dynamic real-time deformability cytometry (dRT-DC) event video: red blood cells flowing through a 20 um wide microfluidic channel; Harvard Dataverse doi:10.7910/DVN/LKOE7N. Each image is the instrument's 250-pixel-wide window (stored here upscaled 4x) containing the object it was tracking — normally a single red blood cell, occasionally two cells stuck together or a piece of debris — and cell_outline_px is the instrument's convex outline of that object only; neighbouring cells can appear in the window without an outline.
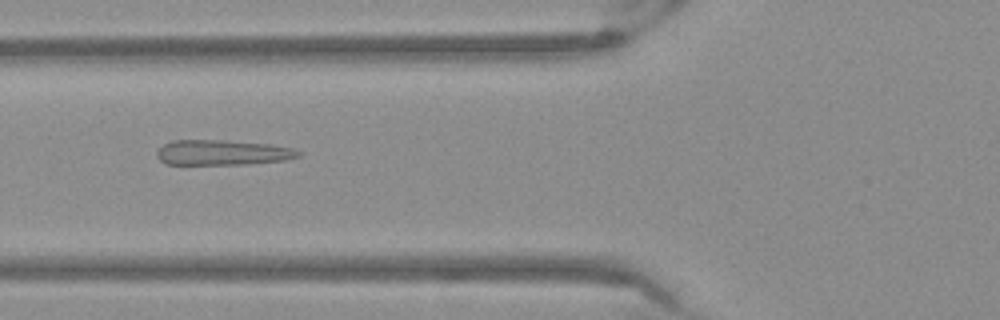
{"species": "Egyptian fruit bat (a non-hibernating species)", "species_latin": "Rousettus aegyptiacus", "temperature_condition": "warm", "stored_images_in_passage": 37, "camera_frame_rate_fps": 3000, "um_per_image_px": 0.085, "frame": {"image": 1, "passage_image": 5, "time_ms": 1.333, "image_size_px": [1000, 320], "cell_outline_px": [[300, 156], [284, 160], [248, 164], [164, 164], [156, 156], [156, 152], [164, 144], [172, 140], [224, 140], [272, 144], [292, 148], [300, 152]], "centroid_in_image_um": [18.89, 12.96], "position_along_channel_um": 106.9, "area_um2": 20.81}}
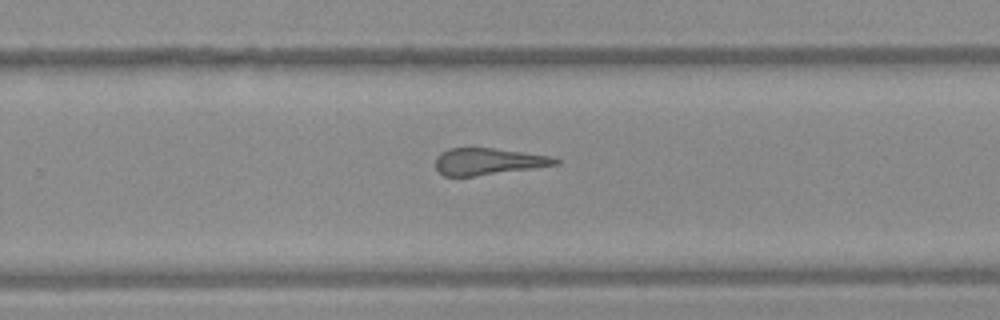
{"frame": {"image": 2, "passage_image": 19, "time_ms": 6.0, "image_size_px": [1000, 320], "cell_outline_px": [[560, 164], [536, 168], [472, 176], [444, 176], [436, 168], [436, 156], [440, 152], [448, 148], [492, 148], [552, 156], [560, 160]], "centroid_in_image_um": [41.51, 13.72], "position_along_channel_um": 288.3, "area_um2": 18.67}}
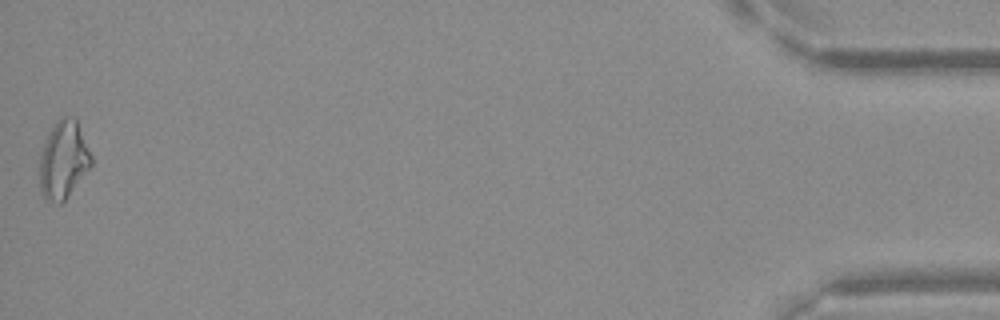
{"frame": {"image": 3, "passage_image": 37, "time_ms": 12.0, "image_size_px": [1000, 320], "cell_outline_px": [[92, 164], [64, 200], [60, 204], [44, 200], [40, 188], [40, 156], [48, 132], [56, 120], [60, 116], [76, 116], [92, 156]], "centroid_in_image_um": [5.39, 13.54], "position_along_channel_um": 429.8, "area_um2": 23.47}}